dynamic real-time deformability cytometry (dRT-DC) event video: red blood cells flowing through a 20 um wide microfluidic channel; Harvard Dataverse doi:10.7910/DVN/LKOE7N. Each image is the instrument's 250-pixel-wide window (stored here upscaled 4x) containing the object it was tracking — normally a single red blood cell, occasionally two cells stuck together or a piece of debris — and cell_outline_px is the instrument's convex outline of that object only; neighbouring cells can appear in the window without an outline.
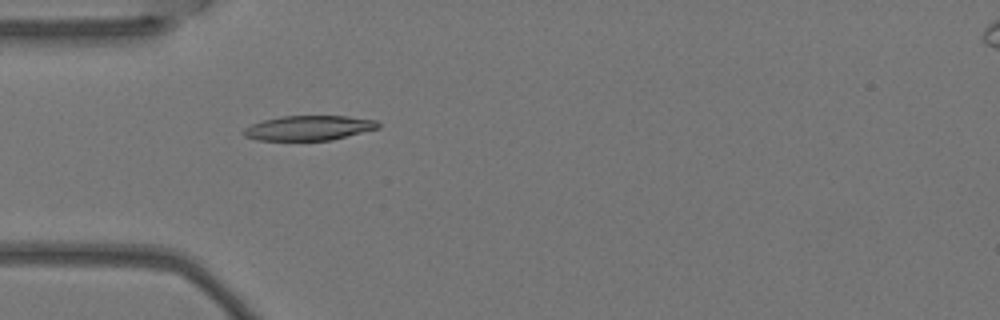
{"species": "Egyptian fruit bat (a non-hibernating species)", "species_latin": "Rousettus aegyptiacus", "temperature_condition": "warm", "stored_images_in_passage": 5, "camera_frame_rate_fps": 3000, "um_per_image_px": 0.085, "animal": {"sex": "female"}, "frame": {"image": 1, "passage_image": 5, "time_ms": 1.333, "image_size_px": [1000, 320], "cell_outline_px": [[380, 128], [332, 140], [256, 140], [244, 136], [240, 132], [244, 128], [252, 124], [264, 120], [280, 116], [348, 116], [376, 120], [380, 124]], "centroid_in_image_um": [26.24, 10.88], "position_along_channel_um": 58.8, "area_um2": 19.54}}